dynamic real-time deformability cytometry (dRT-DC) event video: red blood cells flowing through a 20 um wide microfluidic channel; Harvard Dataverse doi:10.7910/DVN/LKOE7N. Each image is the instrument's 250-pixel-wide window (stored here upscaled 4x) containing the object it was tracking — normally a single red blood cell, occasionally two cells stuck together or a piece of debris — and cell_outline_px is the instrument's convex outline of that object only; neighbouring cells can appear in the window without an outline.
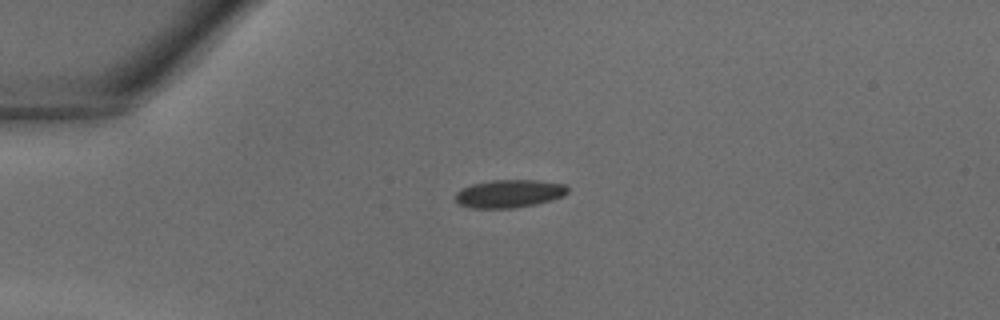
{"species": "common noctule bat (a hibernating species)", "species_latin": "Nyctalus noctula", "temperature_condition": "warm", "stored_images_in_passage": 27, "camera_frame_rate_fps": 3000, "um_per_image_px": 0.085, "animal": {"sex": "male", "body_mass_g": 18.8}, "frame": {"image": 1, "passage_image": 1, "time_ms": 0.0, "image_size_px": [1000, 320], "cell_outline_px": [[568, 192], [564, 196], [552, 200], [536, 204], [512, 208], [468, 208], [460, 204], [456, 200], [456, 192], [460, 188], [472, 184], [492, 180], [536, 180], [564, 184], [568, 188]], "centroid_in_image_um": [43.28, 16.46], "position_along_channel_um": 41.7, "area_um2": 18.38}}
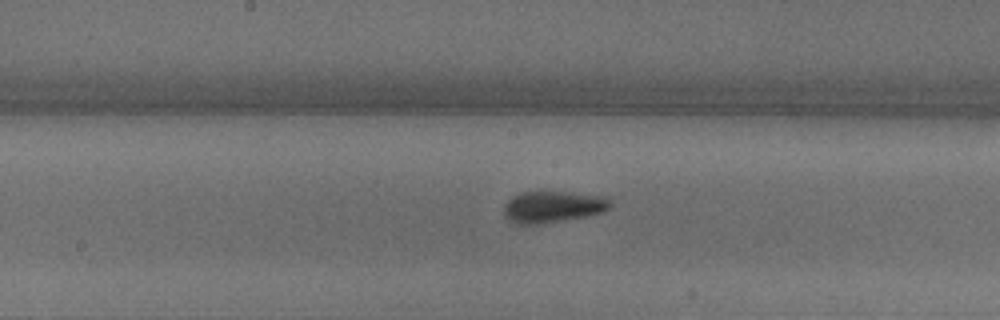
{"frame": {"image": 2, "passage_image": 12, "time_ms": 3.667, "image_size_px": [1000, 320], "cell_outline_px": [[612, 204], [604, 212], [588, 216], [536, 224], [520, 224], [504, 216], [504, 204], [512, 196], [520, 192], [568, 192], [608, 196]], "centroid_in_image_um": [47.03, 17.56], "position_along_channel_um": 201.2, "area_um2": 19.54}}
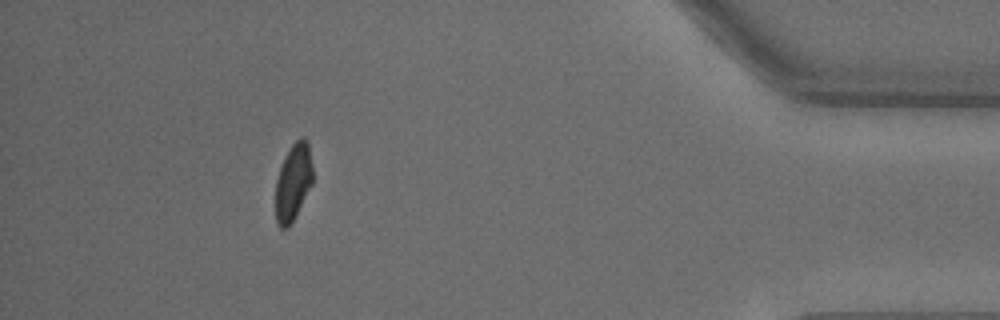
{"frame": {"image": 3, "passage_image": 27, "time_ms": 8.667, "image_size_px": [1000, 320], "cell_outline_px": [[312, 184], [296, 216], [288, 228], [280, 228], [276, 224], [276, 180], [280, 168], [292, 144], [300, 136], [304, 136], [308, 140], [312, 168]], "centroid_in_image_um": [24.93, 15.5], "position_along_channel_um": 410.3, "area_um2": 16.65}}